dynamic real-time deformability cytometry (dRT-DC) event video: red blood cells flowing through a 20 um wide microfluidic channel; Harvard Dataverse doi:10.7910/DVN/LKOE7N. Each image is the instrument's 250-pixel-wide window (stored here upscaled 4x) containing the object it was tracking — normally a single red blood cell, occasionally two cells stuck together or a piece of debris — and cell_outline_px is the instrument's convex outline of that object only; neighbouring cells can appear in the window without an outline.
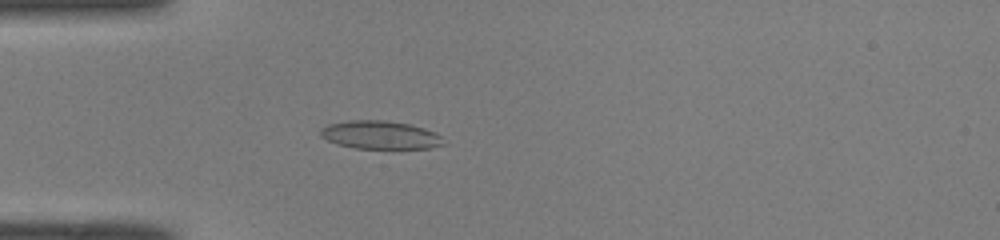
{"species": "common noctule bat (a hibernating species)", "species_latin": "Nyctalus noctula", "temperature_condition": "room temperature", "stored_images_in_passage": 50, "camera_frame_rate_fps": 3000, "um_per_image_px": 0.085, "animal": {"sex": "male", "body_mass_g": 19.0, "forearm_length_mm": 50.8}, "frame": {"image": 1, "passage_image": 15, "time_ms": 4.667, "image_size_px": [1000, 240], "cell_outline_px": [[448, 144], [428, 148], [356, 148], [336, 144], [320, 136], [320, 128], [328, 124], [348, 120], [384, 120], [412, 124], [436, 132]], "centroid_in_image_um": [32.33, 11.46], "position_along_channel_um": 52.7, "area_um2": 20.4}}
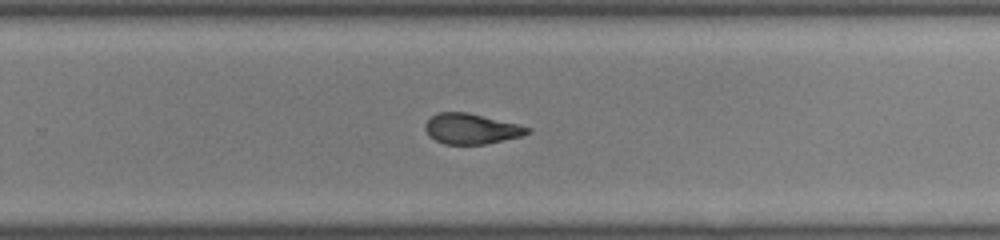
{"frame": {"image": 2, "passage_image": 33, "time_ms": 10.667, "image_size_px": [1000, 240], "cell_outline_px": [[532, 132], [520, 136], [488, 144], [444, 144], [428, 136], [424, 128], [424, 124], [436, 112], [468, 112], [532, 128]], "centroid_in_image_um": [40.04, 10.95], "position_along_channel_um": 289.8, "area_um2": 18.15}}
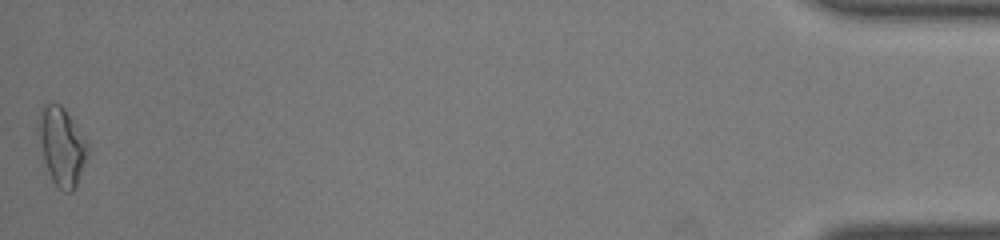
{"frame": {"image": 3, "passage_image": 50, "time_ms": 16.333, "image_size_px": [1000, 240], "cell_outline_px": [[92, 144], [88, 156], [76, 184], [72, 192], [64, 192], [52, 180], [48, 172], [44, 160], [36, 128], [36, 124], [40, 112], [44, 104], [52, 100], [60, 104], [64, 108]], "centroid_in_image_um": [5.27, 12.36], "position_along_channel_um": 429.9, "area_um2": 23.06}, "authors_computed_cell_mechanics": {"area_um2": 19.6231, "velocity_mm_per_s": 4.1166, "shape_relaxation_time_tau1_ms": null, "shape_relaxation_time_tau2_ms": 2.2968, "deformation_change_tau1": null, "deformation_change_tau2": 0.0847}}